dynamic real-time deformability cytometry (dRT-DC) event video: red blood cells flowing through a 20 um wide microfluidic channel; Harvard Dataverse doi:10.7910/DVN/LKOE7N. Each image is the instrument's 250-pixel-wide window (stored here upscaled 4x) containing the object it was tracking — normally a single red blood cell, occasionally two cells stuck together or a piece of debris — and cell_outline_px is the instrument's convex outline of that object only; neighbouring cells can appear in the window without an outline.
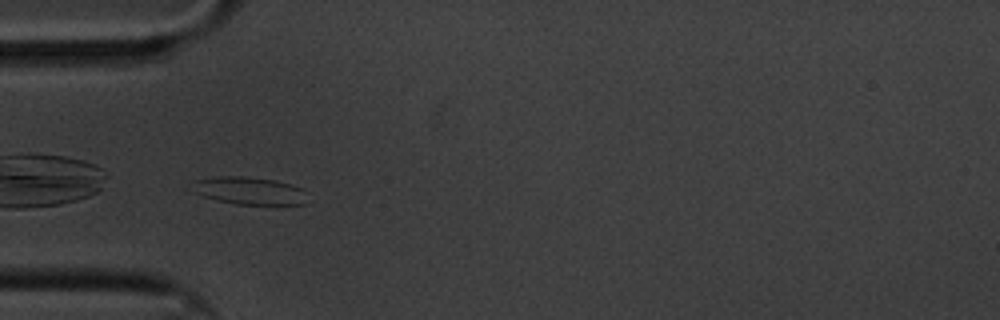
{"species": "common noctule bat (a hibernating species)", "species_latin": "Nyctalus noctula", "temperature_condition": "cold", "stored_images_in_passage": 41, "camera_frame_rate_fps": 3000, "um_per_image_px": 0.085, "animal": {"sex": "male", "body_mass_g": 20.1, "forearm_length_mm": 53.5}, "frame": {"image": 1, "passage_image": 1, "time_ms": 0.0, "image_size_px": [1000, 320], "cell_outline_px": [[308, 192], [304, 204], [276, 208], [236, 204], [216, 200], [192, 192], [192, 180], [220, 176], [248, 176], [276, 180], [292, 184], [304, 188]], "centroid_in_image_um": [21.29, 16.26], "position_along_channel_um": 63.7, "area_um2": 19.83}}
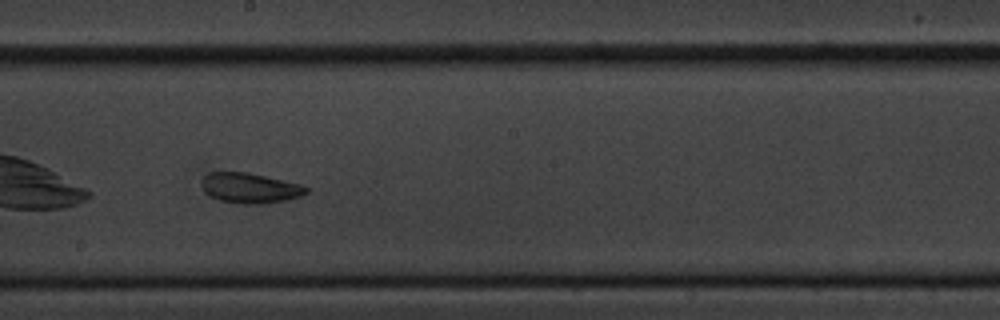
{"frame": {"image": 2, "passage_image": 16, "time_ms": 5.0, "image_size_px": [1000, 320], "cell_outline_px": [[308, 192], [300, 196], [288, 200], [260, 204], [244, 204], [220, 200], [204, 192], [200, 184], [200, 180], [208, 172], [248, 172], [300, 184], [308, 188]], "centroid_in_image_um": [21.22, 15.98], "position_along_channel_um": 227.0, "area_um2": 18.44}}
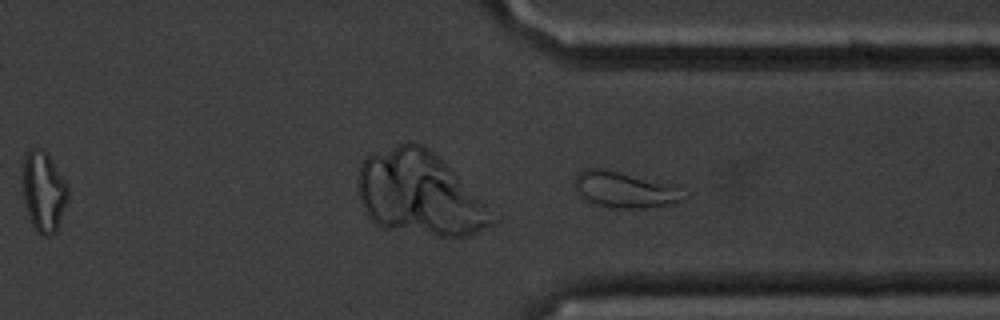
{"frame": {"image": 3, "passage_image": 28, "time_ms": 9.0, "image_size_px": [1000, 320], "cell_outline_px": [[688, 196], [684, 200], [644, 208], [616, 208], [596, 204], [584, 200], [576, 192], [576, 176], [584, 168], [604, 168], [676, 188]], "centroid_in_image_um": [52.98, 16.14], "position_along_channel_um": 358.4, "area_um2": 21.91}, "authors_computed_cell_mechanics": {"area_um2": 18.4382, "velocity_mm_per_s": 3.2759, "shape_relaxation_time_tau1_ms": 5.8705, "shape_relaxation_time_tau2_ms": 3.5702, "deformation_change_tau1": 0.1305, "deformation_change_tau2": 0.1054}}